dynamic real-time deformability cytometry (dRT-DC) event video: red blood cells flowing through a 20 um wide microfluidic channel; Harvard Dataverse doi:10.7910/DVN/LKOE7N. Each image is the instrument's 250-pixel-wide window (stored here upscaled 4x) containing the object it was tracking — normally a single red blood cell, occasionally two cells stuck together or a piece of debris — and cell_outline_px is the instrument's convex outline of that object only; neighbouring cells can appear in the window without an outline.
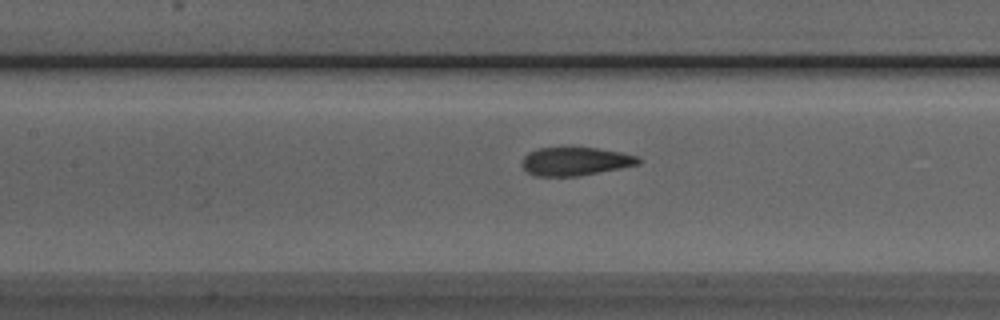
{"species": "Egyptian fruit bat (a non-hibernating species)", "species_latin": "Rousettus aegyptiacus", "temperature_condition": "room temperature", "stored_images_in_passage": 13, "camera_frame_rate_fps": 3000, "um_per_image_px": 0.085, "animal": {"sex": "male"}, "frame": {"image": 1, "passage_image": 8, "time_ms": 2.333, "image_size_px": [1000, 320], "cell_outline_px": [[640, 164], [620, 168], [576, 176], [536, 176], [528, 172], [520, 164], [524, 156], [528, 152], [540, 148], [564, 144], [596, 148], [620, 152], [640, 156]], "centroid_in_image_um": [48.86, 13.66], "position_along_channel_um": 158.5, "area_um2": 19.88}}
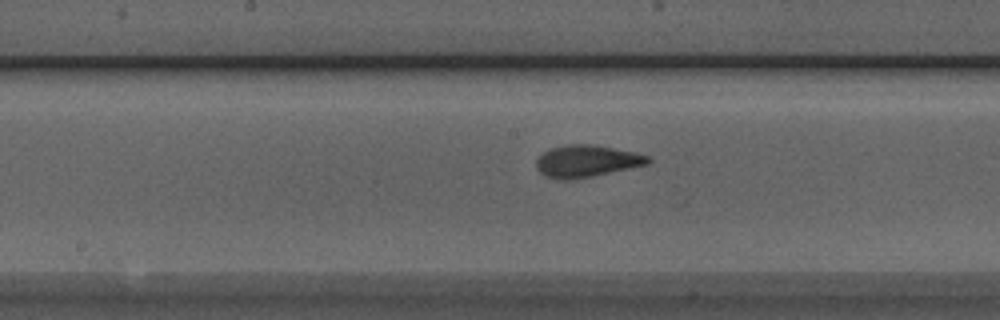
{"frame": {"image": 2, "passage_image": 11, "time_ms": 3.333, "image_size_px": [1000, 320], "cell_outline_px": [[652, 160], [648, 164], [592, 176], [572, 180], [560, 180], [544, 176], [536, 168], [536, 160], [548, 148], [568, 144], [592, 144], [632, 152], [648, 156]], "centroid_in_image_um": [49.81, 13.7], "position_along_channel_um": 198.4, "area_um2": 20.75}}